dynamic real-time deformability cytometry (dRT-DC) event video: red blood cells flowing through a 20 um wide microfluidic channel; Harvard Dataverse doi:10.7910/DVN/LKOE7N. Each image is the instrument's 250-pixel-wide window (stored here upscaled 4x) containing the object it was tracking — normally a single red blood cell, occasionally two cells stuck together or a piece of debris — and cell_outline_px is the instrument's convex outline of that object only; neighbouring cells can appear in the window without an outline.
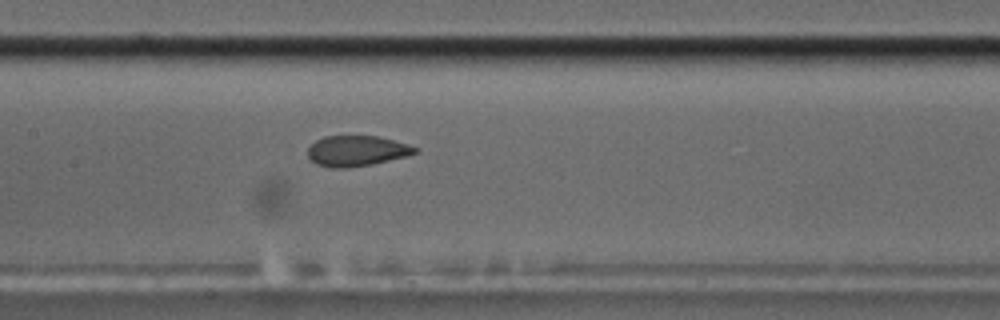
{"species": "common noctule bat (a hibernating species)", "species_latin": "Nyctalus noctula", "temperature_condition": "cold", "stored_images_in_passage": 50, "camera_frame_rate_fps": 3000, "um_per_image_px": 0.085, "animal": {"sex": "male", "body_mass_g": 17.5, "forearm_length_mm": 52.3}, "frame": {"image": 1, "passage_image": 21, "time_ms": 6.667, "image_size_px": [1000, 320], "cell_outline_px": [[420, 148], [416, 152], [404, 156], [372, 164], [348, 168], [332, 168], [316, 164], [308, 156], [308, 148], [316, 140], [324, 136], [380, 136], [408, 144]], "centroid_in_image_um": [30.31, 12.82], "position_along_channel_um": 177.1, "area_um2": 19.02}}
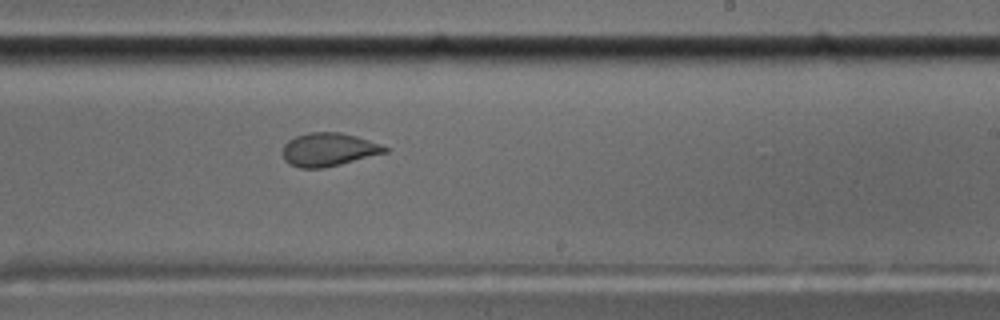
{"frame": {"image": 2, "passage_image": 28, "time_ms": 9.0, "image_size_px": [1000, 320], "cell_outline_px": [[388, 152], [324, 168], [300, 168], [288, 164], [284, 160], [284, 144], [288, 140], [296, 136], [308, 132], [340, 132], [356, 136], [380, 144], [388, 148]], "centroid_in_image_um": [27.91, 12.71], "position_along_channel_um": 261.1, "area_um2": 19.77}}
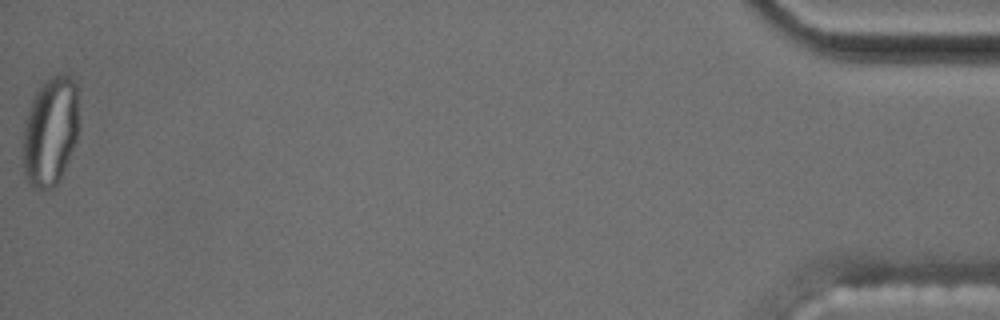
{"frame": {"image": 3, "passage_image": 50, "time_ms": 16.333, "image_size_px": [1000, 320], "cell_outline_px": [[80, 128], [76, 140], [60, 180], [52, 188], [32, 188], [24, 172], [24, 128], [32, 100], [36, 92], [56, 72], [60, 72], [68, 76], [76, 84], [80, 124]], "centroid_in_image_um": [4.33, 11.15], "position_along_channel_um": 430.9, "area_um2": 35.37}}